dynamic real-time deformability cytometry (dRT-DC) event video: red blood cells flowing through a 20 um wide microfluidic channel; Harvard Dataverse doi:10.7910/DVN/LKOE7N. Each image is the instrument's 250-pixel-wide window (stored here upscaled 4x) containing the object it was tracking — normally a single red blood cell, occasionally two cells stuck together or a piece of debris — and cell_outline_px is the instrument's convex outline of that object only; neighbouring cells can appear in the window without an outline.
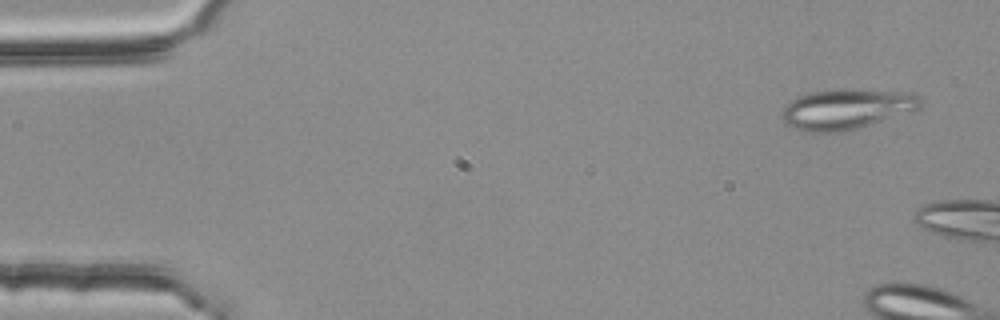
{"species": "common noctule bat (a hibernating species)", "species_latin": "Nyctalus noctula", "temperature_condition": "room temperature", "stored_images_in_passage": 2, "camera_frame_rate_fps": 3000, "um_per_image_px": 0.085, "animal": {"sex": "female", "body_mass_g": 25.1}, "frame": {"image": 1, "passage_image": 1, "time_ms": 0.0, "image_size_px": [1000, 320], "cell_outline_px": [[920, 108], [912, 112], [860, 128], [836, 132], [804, 132], [784, 124], [784, 108], [796, 96], [812, 92], [836, 88], [852, 88], [912, 92], [920, 96]], "centroid_in_image_um": [72.01, 9.25], "position_along_channel_um": 13.0, "area_um2": 33.06}}